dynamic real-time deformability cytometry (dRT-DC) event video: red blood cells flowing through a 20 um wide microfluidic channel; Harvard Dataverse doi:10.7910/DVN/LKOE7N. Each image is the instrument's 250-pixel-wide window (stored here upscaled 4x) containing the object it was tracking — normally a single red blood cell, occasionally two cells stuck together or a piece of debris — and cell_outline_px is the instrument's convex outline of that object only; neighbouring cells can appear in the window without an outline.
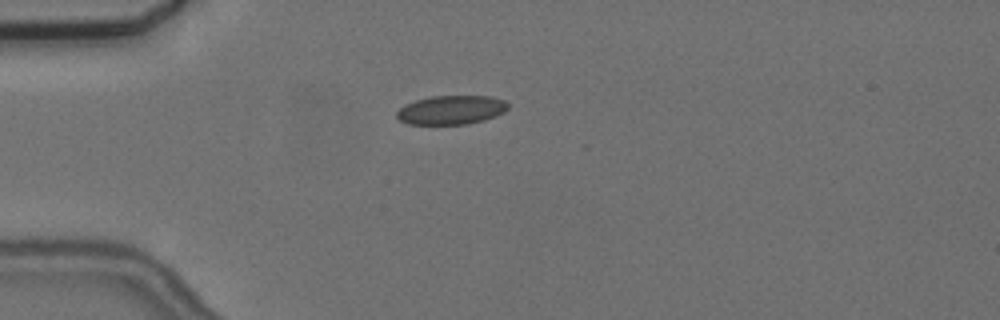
{"species": "common noctule bat (a hibernating species)", "species_latin": "Nyctalus noctula", "temperature_condition": "cold", "stored_images_in_passage": 10, "camera_frame_rate_fps": 3000, "um_per_image_px": 0.085, "animal": {"sex": "female", "body_mass_g": 24.6, "forearm_length_mm": 56.2}, "frame": {"image": 1, "passage_image": 4, "time_ms": 5.0, "image_size_px": [1000, 320], "cell_outline_px": [[508, 108], [504, 112], [496, 116], [484, 120], [468, 124], [408, 124], [400, 120], [396, 116], [396, 112], [404, 104], [416, 100], [432, 96], [492, 96], [504, 100], [508, 104]], "centroid_in_image_um": [38.36, 9.34], "position_along_channel_um": 46.6, "area_um2": 18.84}}
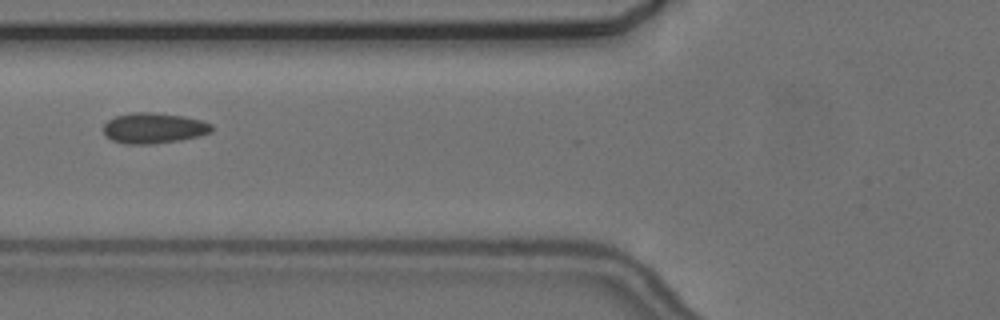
{"frame": {"image": 2, "passage_image": 6, "time_ms": 7.333, "image_size_px": [1000, 320], "cell_outline_px": [[212, 132], [200, 136], [180, 140], [152, 144], [124, 144], [112, 140], [104, 136], [104, 124], [108, 120], [116, 116], [132, 112], [152, 112], [184, 116], [200, 120], [212, 124]], "centroid_in_image_um": [13.06, 10.89], "position_along_channel_um": 112.7, "area_um2": 19.42}}
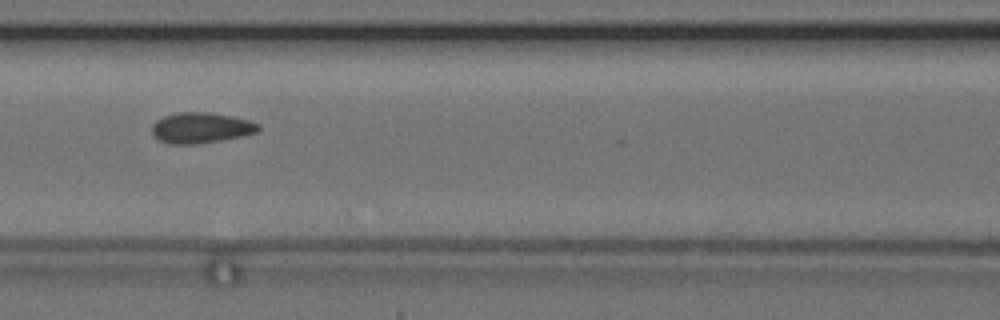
{"frame": {"image": 3, "passage_image": 7, "time_ms": 8.333, "image_size_px": [1000, 320], "cell_outline_px": [[260, 128], [256, 132], [244, 136], [196, 144], [168, 144], [160, 140], [152, 132], [152, 124], [156, 120], [164, 116], [176, 112], [208, 112], [232, 116], [248, 120], [260, 124]], "centroid_in_image_um": [17.08, 10.86], "position_along_channel_um": 149.5, "area_um2": 19.02}}